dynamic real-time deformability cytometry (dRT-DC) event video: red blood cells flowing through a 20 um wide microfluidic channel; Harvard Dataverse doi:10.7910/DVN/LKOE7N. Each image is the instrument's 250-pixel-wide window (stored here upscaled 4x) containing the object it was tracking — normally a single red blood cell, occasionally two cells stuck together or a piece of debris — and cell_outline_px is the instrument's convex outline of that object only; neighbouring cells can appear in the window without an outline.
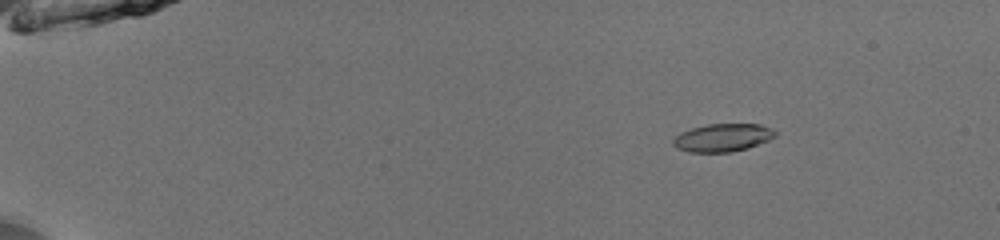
{"species": "common noctule bat (a hibernating species)", "species_latin": "Nyctalus noctula", "temperature_condition": "room temperature", "stored_images_in_passage": 53, "camera_frame_rate_fps": 3000, "um_per_image_px": 0.085, "animal": {"sex": "male", "body_mass_g": 13.0, "forearm_length_mm": 53.1}, "frame": {"image": 1, "passage_image": 9, "time_ms": 2.667, "image_size_px": [1000, 240], "cell_outline_px": [[776, 136], [768, 140], [748, 148], [732, 152], [688, 152], [676, 148], [672, 144], [672, 140], [680, 132], [692, 128], [708, 124], [760, 124], [772, 128], [776, 132]], "centroid_in_image_um": [61.41, 11.7], "position_along_channel_um": 23.6, "area_um2": 16.7}}
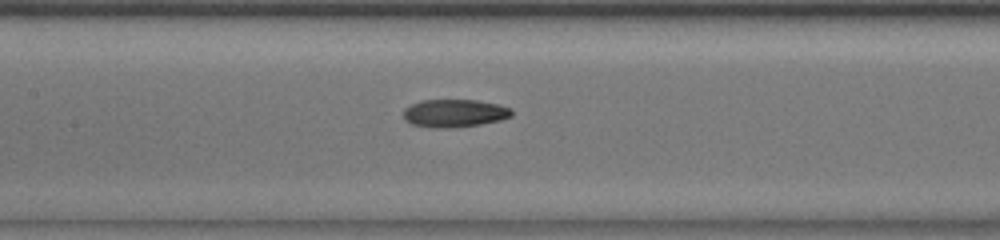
{"frame": {"image": 2, "passage_image": 28, "time_ms": 9.0, "image_size_px": [1000, 240], "cell_outline_px": [[512, 116], [500, 120], [480, 124], [456, 128], [432, 128], [412, 124], [404, 120], [404, 108], [412, 104], [424, 100], [476, 100], [500, 104], [512, 108]], "centroid_in_image_um": [38.65, 9.63], "position_along_channel_um": 168.8, "area_um2": 17.74}}
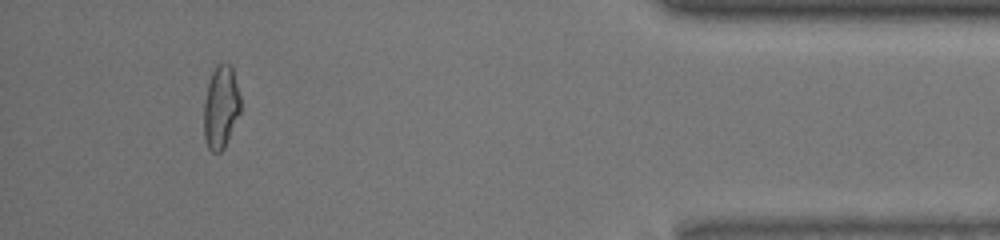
{"frame": {"image": 3, "passage_image": 50, "time_ms": 16.333, "image_size_px": [1000, 240], "cell_outline_px": [[240, 112], [224, 148], [220, 152], [212, 152], [208, 148], [204, 136], [204, 100], [208, 84], [212, 72], [216, 64], [232, 64], [240, 96]], "centroid_in_image_um": [18.77, 9.09], "position_along_channel_um": 416.4, "area_um2": 17.69}, "authors_computed_cell_mechanics": {"area_um2": 17.2244, "velocity_mm_per_s": 3.9825, "shape_relaxation_time_tau1_ms": null, "shape_relaxation_time_tau2_ms": 2.4848, "deformation_change_tau1": null, "deformation_change_tau2": 0.0913}}